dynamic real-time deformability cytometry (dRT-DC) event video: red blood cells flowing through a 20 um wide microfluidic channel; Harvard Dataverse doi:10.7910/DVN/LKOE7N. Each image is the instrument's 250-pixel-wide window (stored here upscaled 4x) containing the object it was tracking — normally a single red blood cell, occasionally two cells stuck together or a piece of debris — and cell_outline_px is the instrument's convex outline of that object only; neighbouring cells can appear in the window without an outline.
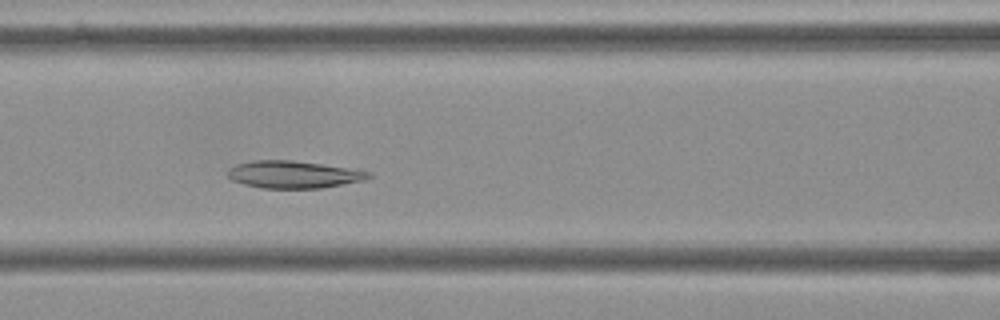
{"species": "Egyptian fruit bat (a non-hibernating species)", "species_latin": "Rousettus aegyptiacus", "temperature_condition": "cold", "stored_images_in_passage": 53, "camera_frame_rate_fps": 3000, "um_per_image_px": 0.085, "frame": {"image": 1, "passage_image": 21, "time_ms": 6.667, "image_size_px": [1000, 320], "cell_outline_px": [[372, 176], [364, 180], [320, 188], [260, 188], [244, 184], [232, 180], [228, 176], [228, 168], [236, 164], [252, 160], [292, 160], [356, 168], [372, 172]], "centroid_in_image_um": [24.98, 14.82], "position_along_channel_um": 141.6, "area_um2": 22.66}}
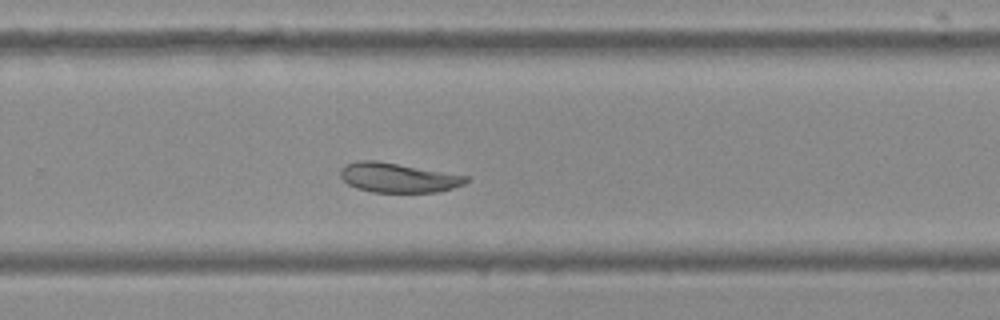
{"frame": {"image": 2, "passage_image": 34, "time_ms": 11.0, "image_size_px": [1000, 320], "cell_outline_px": [[468, 180], [464, 184], [452, 188], [436, 192], [372, 192], [356, 188], [348, 184], [340, 176], [340, 168], [356, 160], [376, 160], [468, 176]], "centroid_in_image_um": [33.8, 15.1], "position_along_channel_um": 296.0, "area_um2": 21.5}}
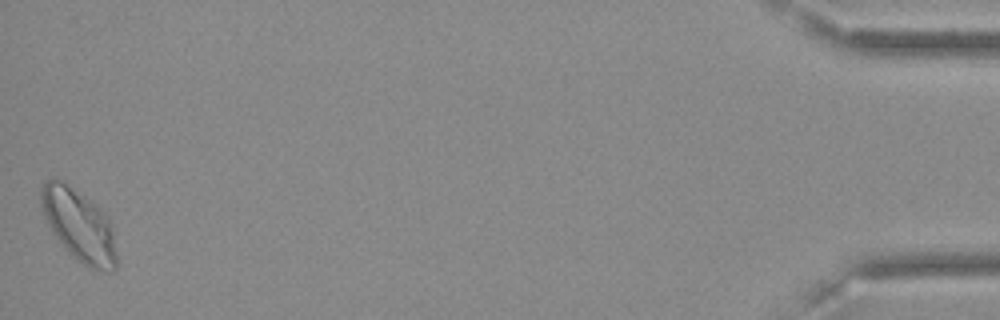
{"frame": {"image": 3, "passage_image": 53, "time_ms": 17.333, "image_size_px": [1000, 320], "cell_outline_px": [[120, 260], [116, 268], [112, 272], [104, 272], [88, 268], [72, 256], [68, 252], [52, 232], [44, 216], [40, 204], [40, 188], [48, 180], [56, 176], [96, 204], [108, 216], [112, 228]], "centroid_in_image_um": [6.76, 19.19], "position_along_channel_um": 428.4, "area_um2": 32.43}, "authors_computed_cell_mechanics": {"area_um2": 24.1604, "velocity_mm_per_s": 3.5696, "shape_relaxation_time_tau1_ms": 9.8188, "shape_relaxation_time_tau2_ms": 5.0156, "deformation_change_tau1": 0.1564, "deformation_change_tau2": 0.0653}}